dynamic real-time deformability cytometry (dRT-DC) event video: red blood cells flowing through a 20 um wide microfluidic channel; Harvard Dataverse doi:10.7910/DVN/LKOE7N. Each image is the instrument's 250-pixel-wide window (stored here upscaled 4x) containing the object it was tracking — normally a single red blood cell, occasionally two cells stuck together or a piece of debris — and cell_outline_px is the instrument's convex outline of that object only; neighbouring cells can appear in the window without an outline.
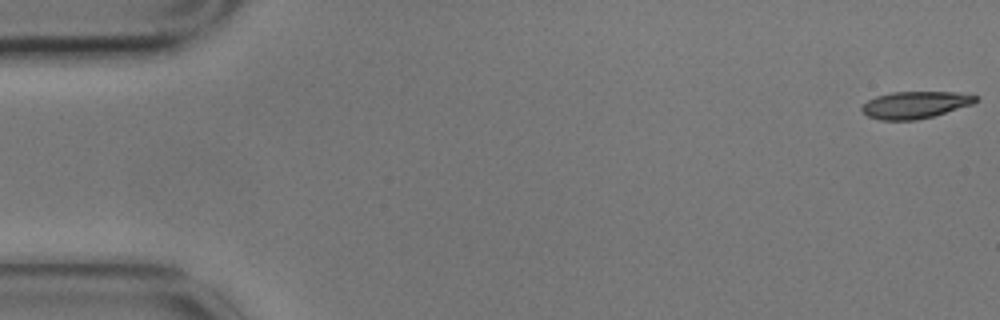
{"species": "common noctule bat (a hibernating species)", "species_latin": "Nyctalus noctula", "temperature_condition": "cold", "stored_images_in_passage": 15, "camera_frame_rate_fps": 3000, "um_per_image_px": 0.085, "animal": {"sex": "male", "body_mass_g": 17.9}, "frame": {"image": 1, "passage_image": 1, "time_ms": 0.0, "image_size_px": [1000, 320], "cell_outline_px": [[980, 96], [972, 104], [932, 116], [916, 120], [880, 120], [868, 116], [860, 108], [868, 100], [876, 96], [892, 92], [956, 92]], "centroid_in_image_um": [77.77, 8.91], "position_along_channel_um": 7.2, "area_um2": 17.74}}
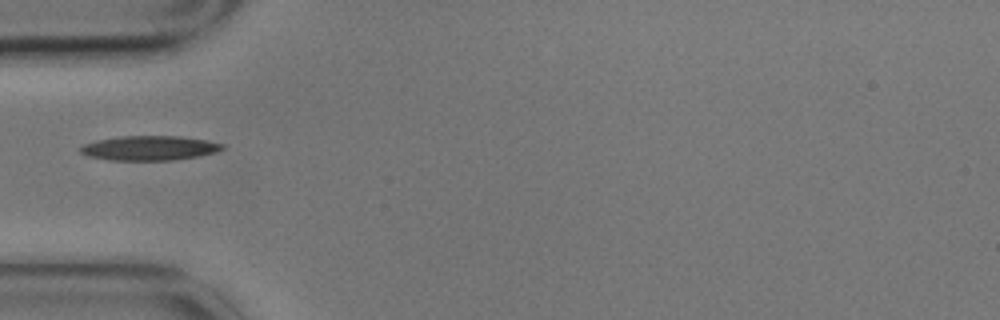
{"frame": {"image": 2, "passage_image": 5, "time_ms": 1.333, "image_size_px": [1000, 320], "cell_outline_px": [[224, 148], [216, 152], [200, 156], [172, 160], [108, 160], [88, 156], [80, 152], [80, 148], [84, 144], [96, 140], [120, 136], [180, 136], [204, 140], [224, 144]], "centroid_in_image_um": [12.69, 12.58], "position_along_channel_um": 72.3, "area_um2": 20.29}}
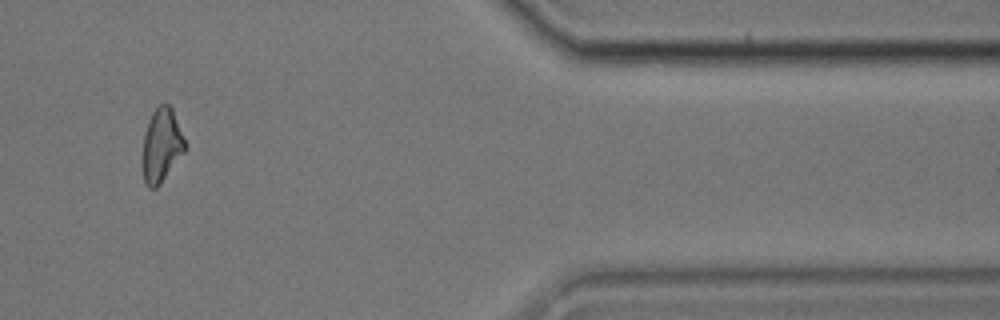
{"frame": {"image": 3, "passage_image": 13, "time_ms": 4.0, "image_size_px": [1000, 320], "cell_outline_px": [[188, 148], [160, 184], [156, 188], [148, 188], [144, 184], [140, 164], [140, 160], [144, 136], [148, 120], [152, 112], [160, 104], [168, 104], [172, 108]], "centroid_in_image_um": [13.7, 12.41], "position_along_channel_um": 397.7, "area_um2": 18.79}}